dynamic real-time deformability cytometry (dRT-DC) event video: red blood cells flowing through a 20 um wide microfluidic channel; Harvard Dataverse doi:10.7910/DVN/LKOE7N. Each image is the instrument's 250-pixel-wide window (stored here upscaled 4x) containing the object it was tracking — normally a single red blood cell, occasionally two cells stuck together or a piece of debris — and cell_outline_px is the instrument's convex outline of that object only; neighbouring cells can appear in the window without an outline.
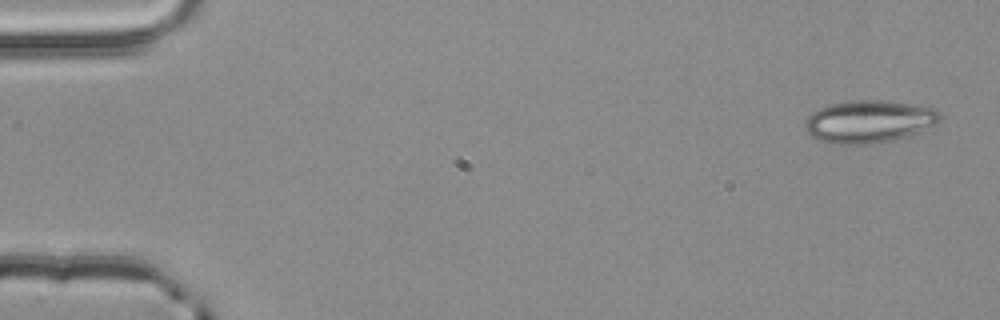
{"species": "common noctule bat (a hibernating species)", "species_latin": "Nyctalus noctula", "temperature_condition": "room temperature", "stored_images_in_passage": 4, "camera_frame_rate_fps": 3000, "um_per_image_px": 0.085, "animal": {"sex": "male", "body_mass_g": 20.4}, "frame": {"image": 1, "passage_image": 1, "time_ms": 0.0, "image_size_px": [1000, 320], "cell_outline_px": [[944, 116], [936, 124], [916, 132], [892, 140], [872, 144], [832, 144], [816, 140], [804, 128], [804, 120], [812, 112], [828, 104], [848, 100], [884, 100], [912, 104], [936, 108]], "centroid_in_image_um": [73.84, 10.32], "position_along_channel_um": 11.2, "area_um2": 33.76}}